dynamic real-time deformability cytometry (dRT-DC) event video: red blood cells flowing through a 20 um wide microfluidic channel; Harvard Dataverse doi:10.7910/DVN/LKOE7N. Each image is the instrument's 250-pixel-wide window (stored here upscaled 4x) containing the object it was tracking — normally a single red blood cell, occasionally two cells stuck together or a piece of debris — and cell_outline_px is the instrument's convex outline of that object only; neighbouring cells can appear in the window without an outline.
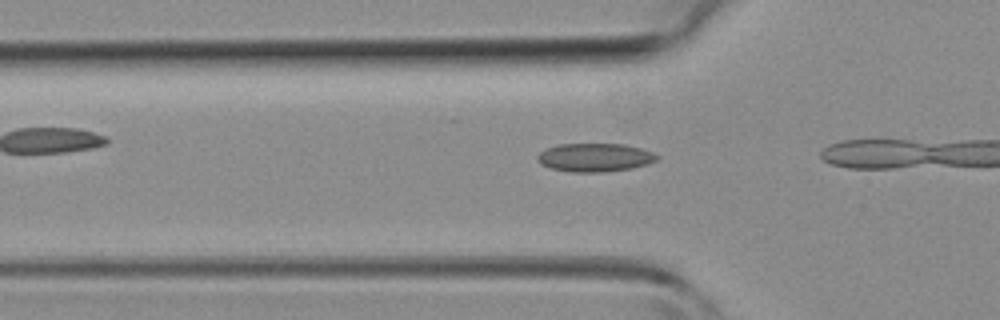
{"species": "common noctule bat (a hibernating species)", "species_latin": "Nyctalus noctula", "temperature_condition": "room temperature", "stored_images_in_passage": 12, "camera_frame_rate_fps": 3000, "um_per_image_px": 0.085, "animal": {"sex": "female", "body_mass_g": 19.3, "forearm_length_mm": 54.1}, "frame": {"image": 1, "passage_image": 10, "time_ms": 3.0, "image_size_px": [1000, 320], "cell_outline_px": [[660, 156], [656, 160], [648, 164], [632, 168], [604, 172], [572, 172], [552, 168], [540, 164], [536, 160], [536, 156], [540, 152], [548, 148], [560, 144], [624, 144], [640, 148], [652, 152]], "centroid_in_image_um": [50.56, 13.39], "position_along_channel_um": 75.2, "area_um2": 19.77}}